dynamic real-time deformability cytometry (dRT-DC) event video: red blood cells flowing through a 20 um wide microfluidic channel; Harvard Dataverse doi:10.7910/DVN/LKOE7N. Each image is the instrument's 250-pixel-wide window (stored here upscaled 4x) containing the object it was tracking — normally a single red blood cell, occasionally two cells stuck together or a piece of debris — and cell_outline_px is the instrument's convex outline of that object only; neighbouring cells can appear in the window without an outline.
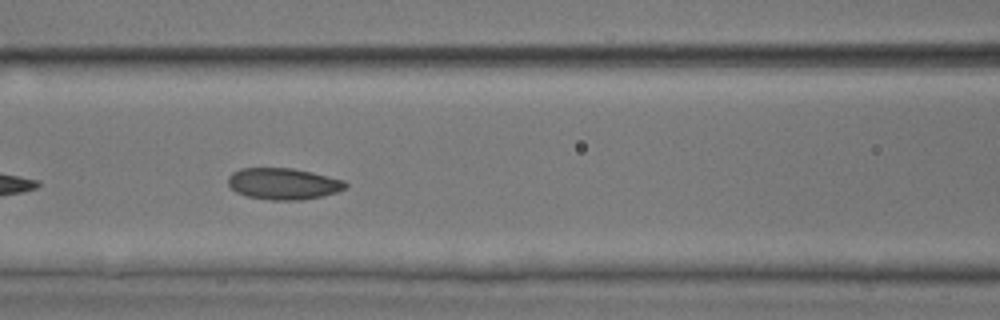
{"species": "common noctule bat (a hibernating species)", "species_latin": "Nyctalus noctula", "temperature_condition": "room temperature", "stored_images_in_passage": 13, "camera_frame_rate_fps": 3000, "um_per_image_px": 0.085, "animal": {"sex": "male", "body_mass_g": 17.9, "forearm_length_mm": 54.2}, "frame": {"image": 1, "passage_image": 8, "time_ms": 2.333, "image_size_px": [1000, 320], "cell_outline_px": [[348, 184], [344, 188], [336, 192], [320, 196], [300, 200], [272, 200], [248, 196], [236, 192], [228, 184], [228, 176], [232, 172], [240, 168], [292, 168], [312, 172], [344, 180]], "centroid_in_image_um": [24.06, 15.61], "position_along_channel_um": 142.5, "area_um2": 21.39}}